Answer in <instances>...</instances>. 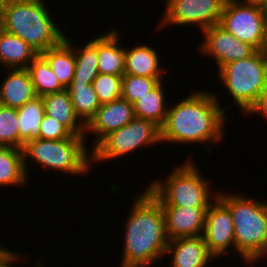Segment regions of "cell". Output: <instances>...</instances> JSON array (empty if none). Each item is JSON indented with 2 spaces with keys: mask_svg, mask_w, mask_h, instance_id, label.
Masks as SVG:
<instances>
[{
  "mask_svg": "<svg viewBox=\"0 0 267 267\" xmlns=\"http://www.w3.org/2000/svg\"><path fill=\"white\" fill-rule=\"evenodd\" d=\"M37 264H38V265H37L36 267H44L43 264L40 263V262H39V263L37 262Z\"/></svg>",
  "mask_w": 267,
  "mask_h": 267,
  "instance_id": "obj_38",
  "label": "cell"
},
{
  "mask_svg": "<svg viewBox=\"0 0 267 267\" xmlns=\"http://www.w3.org/2000/svg\"><path fill=\"white\" fill-rule=\"evenodd\" d=\"M18 111L19 149L30 141L40 139L41 121L45 115L44 102L41 96L28 101Z\"/></svg>",
  "mask_w": 267,
  "mask_h": 267,
  "instance_id": "obj_23",
  "label": "cell"
},
{
  "mask_svg": "<svg viewBox=\"0 0 267 267\" xmlns=\"http://www.w3.org/2000/svg\"><path fill=\"white\" fill-rule=\"evenodd\" d=\"M43 0H0V28L23 39L37 54L60 45L64 34Z\"/></svg>",
  "mask_w": 267,
  "mask_h": 267,
  "instance_id": "obj_3",
  "label": "cell"
},
{
  "mask_svg": "<svg viewBox=\"0 0 267 267\" xmlns=\"http://www.w3.org/2000/svg\"><path fill=\"white\" fill-rule=\"evenodd\" d=\"M239 1L244 3V4L257 6V7H260V8H263V6L267 2V0H239Z\"/></svg>",
  "mask_w": 267,
  "mask_h": 267,
  "instance_id": "obj_34",
  "label": "cell"
},
{
  "mask_svg": "<svg viewBox=\"0 0 267 267\" xmlns=\"http://www.w3.org/2000/svg\"><path fill=\"white\" fill-rule=\"evenodd\" d=\"M14 250L3 248L0 251V267H15V263L19 262V257L22 259V255Z\"/></svg>",
  "mask_w": 267,
  "mask_h": 267,
  "instance_id": "obj_33",
  "label": "cell"
},
{
  "mask_svg": "<svg viewBox=\"0 0 267 267\" xmlns=\"http://www.w3.org/2000/svg\"><path fill=\"white\" fill-rule=\"evenodd\" d=\"M26 69L30 74L37 96L42 97L66 89L41 54H38Z\"/></svg>",
  "mask_w": 267,
  "mask_h": 267,
  "instance_id": "obj_26",
  "label": "cell"
},
{
  "mask_svg": "<svg viewBox=\"0 0 267 267\" xmlns=\"http://www.w3.org/2000/svg\"><path fill=\"white\" fill-rule=\"evenodd\" d=\"M67 90L76 115L87 125L100 107L92 83H71Z\"/></svg>",
  "mask_w": 267,
  "mask_h": 267,
  "instance_id": "obj_27",
  "label": "cell"
},
{
  "mask_svg": "<svg viewBox=\"0 0 267 267\" xmlns=\"http://www.w3.org/2000/svg\"><path fill=\"white\" fill-rule=\"evenodd\" d=\"M164 82L161 81L152 91L142 96L134 104L135 117L150 120L160 128L164 125L168 105L165 98Z\"/></svg>",
  "mask_w": 267,
  "mask_h": 267,
  "instance_id": "obj_24",
  "label": "cell"
},
{
  "mask_svg": "<svg viewBox=\"0 0 267 267\" xmlns=\"http://www.w3.org/2000/svg\"><path fill=\"white\" fill-rule=\"evenodd\" d=\"M45 114L65 126L75 136H85L86 125L74 111L67 89L42 96Z\"/></svg>",
  "mask_w": 267,
  "mask_h": 267,
  "instance_id": "obj_17",
  "label": "cell"
},
{
  "mask_svg": "<svg viewBox=\"0 0 267 267\" xmlns=\"http://www.w3.org/2000/svg\"><path fill=\"white\" fill-rule=\"evenodd\" d=\"M171 267H208L214 256L208 251L203 235L169 240L166 256Z\"/></svg>",
  "mask_w": 267,
  "mask_h": 267,
  "instance_id": "obj_15",
  "label": "cell"
},
{
  "mask_svg": "<svg viewBox=\"0 0 267 267\" xmlns=\"http://www.w3.org/2000/svg\"><path fill=\"white\" fill-rule=\"evenodd\" d=\"M218 197L229 207L234 222L235 254L248 265L267 258V202L221 190Z\"/></svg>",
  "mask_w": 267,
  "mask_h": 267,
  "instance_id": "obj_4",
  "label": "cell"
},
{
  "mask_svg": "<svg viewBox=\"0 0 267 267\" xmlns=\"http://www.w3.org/2000/svg\"><path fill=\"white\" fill-rule=\"evenodd\" d=\"M227 0H166L158 29L169 26H198L207 29L220 23Z\"/></svg>",
  "mask_w": 267,
  "mask_h": 267,
  "instance_id": "obj_10",
  "label": "cell"
},
{
  "mask_svg": "<svg viewBox=\"0 0 267 267\" xmlns=\"http://www.w3.org/2000/svg\"><path fill=\"white\" fill-rule=\"evenodd\" d=\"M120 31L113 29L98 36V71L102 74L123 76L125 48L120 44Z\"/></svg>",
  "mask_w": 267,
  "mask_h": 267,
  "instance_id": "obj_18",
  "label": "cell"
},
{
  "mask_svg": "<svg viewBox=\"0 0 267 267\" xmlns=\"http://www.w3.org/2000/svg\"><path fill=\"white\" fill-rule=\"evenodd\" d=\"M16 108L0 105V147L19 149V124Z\"/></svg>",
  "mask_w": 267,
  "mask_h": 267,
  "instance_id": "obj_29",
  "label": "cell"
},
{
  "mask_svg": "<svg viewBox=\"0 0 267 267\" xmlns=\"http://www.w3.org/2000/svg\"><path fill=\"white\" fill-rule=\"evenodd\" d=\"M163 78H149L124 74L122 77V98L134 104L142 96L152 91Z\"/></svg>",
  "mask_w": 267,
  "mask_h": 267,
  "instance_id": "obj_28",
  "label": "cell"
},
{
  "mask_svg": "<svg viewBox=\"0 0 267 267\" xmlns=\"http://www.w3.org/2000/svg\"><path fill=\"white\" fill-rule=\"evenodd\" d=\"M262 10H263V13H264V15H265V18L267 19V2H266V4L263 6Z\"/></svg>",
  "mask_w": 267,
  "mask_h": 267,
  "instance_id": "obj_37",
  "label": "cell"
},
{
  "mask_svg": "<svg viewBox=\"0 0 267 267\" xmlns=\"http://www.w3.org/2000/svg\"><path fill=\"white\" fill-rule=\"evenodd\" d=\"M262 51H263V53H264V55L266 56V59H267V30H266V36H265V43H264Z\"/></svg>",
  "mask_w": 267,
  "mask_h": 267,
  "instance_id": "obj_36",
  "label": "cell"
},
{
  "mask_svg": "<svg viewBox=\"0 0 267 267\" xmlns=\"http://www.w3.org/2000/svg\"><path fill=\"white\" fill-rule=\"evenodd\" d=\"M154 263L151 264H131V265H124L120 267H153Z\"/></svg>",
  "mask_w": 267,
  "mask_h": 267,
  "instance_id": "obj_35",
  "label": "cell"
},
{
  "mask_svg": "<svg viewBox=\"0 0 267 267\" xmlns=\"http://www.w3.org/2000/svg\"><path fill=\"white\" fill-rule=\"evenodd\" d=\"M0 82V105L21 108L37 95L27 69H7Z\"/></svg>",
  "mask_w": 267,
  "mask_h": 267,
  "instance_id": "obj_16",
  "label": "cell"
},
{
  "mask_svg": "<svg viewBox=\"0 0 267 267\" xmlns=\"http://www.w3.org/2000/svg\"><path fill=\"white\" fill-rule=\"evenodd\" d=\"M37 55L23 39L0 28V65L26 69Z\"/></svg>",
  "mask_w": 267,
  "mask_h": 267,
  "instance_id": "obj_20",
  "label": "cell"
},
{
  "mask_svg": "<svg viewBox=\"0 0 267 267\" xmlns=\"http://www.w3.org/2000/svg\"><path fill=\"white\" fill-rule=\"evenodd\" d=\"M218 71L233 103L246 114L267 87V59L263 51H255L250 57L223 65Z\"/></svg>",
  "mask_w": 267,
  "mask_h": 267,
  "instance_id": "obj_7",
  "label": "cell"
},
{
  "mask_svg": "<svg viewBox=\"0 0 267 267\" xmlns=\"http://www.w3.org/2000/svg\"><path fill=\"white\" fill-rule=\"evenodd\" d=\"M86 136L72 135L63 140L37 139L23 147L24 166L28 177V162L38 164L46 169L66 174L83 176L91 170L92 151H89ZM33 160V161H30Z\"/></svg>",
  "mask_w": 267,
  "mask_h": 267,
  "instance_id": "obj_6",
  "label": "cell"
},
{
  "mask_svg": "<svg viewBox=\"0 0 267 267\" xmlns=\"http://www.w3.org/2000/svg\"><path fill=\"white\" fill-rule=\"evenodd\" d=\"M156 143H161V128L150 120L135 117L127 125L107 135L92 150V164L114 158L117 160Z\"/></svg>",
  "mask_w": 267,
  "mask_h": 267,
  "instance_id": "obj_8",
  "label": "cell"
},
{
  "mask_svg": "<svg viewBox=\"0 0 267 267\" xmlns=\"http://www.w3.org/2000/svg\"><path fill=\"white\" fill-rule=\"evenodd\" d=\"M135 118L133 104L122 97L100 105L95 116L86 125L85 136L95 135L91 151L111 132L127 125Z\"/></svg>",
  "mask_w": 267,
  "mask_h": 267,
  "instance_id": "obj_13",
  "label": "cell"
},
{
  "mask_svg": "<svg viewBox=\"0 0 267 267\" xmlns=\"http://www.w3.org/2000/svg\"><path fill=\"white\" fill-rule=\"evenodd\" d=\"M72 42L67 36L60 45L49 48L41 54L66 89L72 82L76 68L75 52Z\"/></svg>",
  "mask_w": 267,
  "mask_h": 267,
  "instance_id": "obj_21",
  "label": "cell"
},
{
  "mask_svg": "<svg viewBox=\"0 0 267 267\" xmlns=\"http://www.w3.org/2000/svg\"><path fill=\"white\" fill-rule=\"evenodd\" d=\"M234 222L229 207L217 197L208 207L205 215L203 238L208 251L215 257H230L231 247L235 251Z\"/></svg>",
  "mask_w": 267,
  "mask_h": 267,
  "instance_id": "obj_11",
  "label": "cell"
},
{
  "mask_svg": "<svg viewBox=\"0 0 267 267\" xmlns=\"http://www.w3.org/2000/svg\"><path fill=\"white\" fill-rule=\"evenodd\" d=\"M73 45L76 68L71 83H92L99 74L98 35L83 46H75V43Z\"/></svg>",
  "mask_w": 267,
  "mask_h": 267,
  "instance_id": "obj_25",
  "label": "cell"
},
{
  "mask_svg": "<svg viewBox=\"0 0 267 267\" xmlns=\"http://www.w3.org/2000/svg\"><path fill=\"white\" fill-rule=\"evenodd\" d=\"M204 36L199 54L213 57L218 70L225 64L250 57L256 49L227 32L219 24L201 31Z\"/></svg>",
  "mask_w": 267,
  "mask_h": 267,
  "instance_id": "obj_12",
  "label": "cell"
},
{
  "mask_svg": "<svg viewBox=\"0 0 267 267\" xmlns=\"http://www.w3.org/2000/svg\"><path fill=\"white\" fill-rule=\"evenodd\" d=\"M198 168L194 159H186L176 165L164 181L155 179L147 189L161 202V206L209 207L219 191L213 193L212 182L209 183Z\"/></svg>",
  "mask_w": 267,
  "mask_h": 267,
  "instance_id": "obj_5",
  "label": "cell"
},
{
  "mask_svg": "<svg viewBox=\"0 0 267 267\" xmlns=\"http://www.w3.org/2000/svg\"><path fill=\"white\" fill-rule=\"evenodd\" d=\"M181 101L168 106L161 143L204 144L208 151L212 142L224 139L227 117L219 95L205 89L190 92ZM209 145V146H208Z\"/></svg>",
  "mask_w": 267,
  "mask_h": 267,
  "instance_id": "obj_1",
  "label": "cell"
},
{
  "mask_svg": "<svg viewBox=\"0 0 267 267\" xmlns=\"http://www.w3.org/2000/svg\"><path fill=\"white\" fill-rule=\"evenodd\" d=\"M160 64L159 53L146 43L135 45L130 49L125 47L124 74L162 78L166 70Z\"/></svg>",
  "mask_w": 267,
  "mask_h": 267,
  "instance_id": "obj_19",
  "label": "cell"
},
{
  "mask_svg": "<svg viewBox=\"0 0 267 267\" xmlns=\"http://www.w3.org/2000/svg\"><path fill=\"white\" fill-rule=\"evenodd\" d=\"M73 134L60 122L51 116L44 115L40 126V139L63 140L70 138Z\"/></svg>",
  "mask_w": 267,
  "mask_h": 267,
  "instance_id": "obj_31",
  "label": "cell"
},
{
  "mask_svg": "<svg viewBox=\"0 0 267 267\" xmlns=\"http://www.w3.org/2000/svg\"><path fill=\"white\" fill-rule=\"evenodd\" d=\"M28 180L23 150L15 147H0V188L25 187L30 182Z\"/></svg>",
  "mask_w": 267,
  "mask_h": 267,
  "instance_id": "obj_22",
  "label": "cell"
},
{
  "mask_svg": "<svg viewBox=\"0 0 267 267\" xmlns=\"http://www.w3.org/2000/svg\"><path fill=\"white\" fill-rule=\"evenodd\" d=\"M219 25L242 42L262 51L267 30L262 8L239 0H227Z\"/></svg>",
  "mask_w": 267,
  "mask_h": 267,
  "instance_id": "obj_9",
  "label": "cell"
},
{
  "mask_svg": "<svg viewBox=\"0 0 267 267\" xmlns=\"http://www.w3.org/2000/svg\"><path fill=\"white\" fill-rule=\"evenodd\" d=\"M253 114H259V116L262 115V117H264L267 121V87L260 94L255 104L248 110L245 116H252Z\"/></svg>",
  "mask_w": 267,
  "mask_h": 267,
  "instance_id": "obj_32",
  "label": "cell"
},
{
  "mask_svg": "<svg viewBox=\"0 0 267 267\" xmlns=\"http://www.w3.org/2000/svg\"><path fill=\"white\" fill-rule=\"evenodd\" d=\"M169 240L203 235L208 207L162 206Z\"/></svg>",
  "mask_w": 267,
  "mask_h": 267,
  "instance_id": "obj_14",
  "label": "cell"
},
{
  "mask_svg": "<svg viewBox=\"0 0 267 267\" xmlns=\"http://www.w3.org/2000/svg\"><path fill=\"white\" fill-rule=\"evenodd\" d=\"M137 196L124 225L120 266L152 264L166 257L169 239L161 202L147 188Z\"/></svg>",
  "mask_w": 267,
  "mask_h": 267,
  "instance_id": "obj_2",
  "label": "cell"
},
{
  "mask_svg": "<svg viewBox=\"0 0 267 267\" xmlns=\"http://www.w3.org/2000/svg\"><path fill=\"white\" fill-rule=\"evenodd\" d=\"M122 77L99 73L92 86L100 105L108 104L122 97Z\"/></svg>",
  "mask_w": 267,
  "mask_h": 267,
  "instance_id": "obj_30",
  "label": "cell"
}]
</instances>
